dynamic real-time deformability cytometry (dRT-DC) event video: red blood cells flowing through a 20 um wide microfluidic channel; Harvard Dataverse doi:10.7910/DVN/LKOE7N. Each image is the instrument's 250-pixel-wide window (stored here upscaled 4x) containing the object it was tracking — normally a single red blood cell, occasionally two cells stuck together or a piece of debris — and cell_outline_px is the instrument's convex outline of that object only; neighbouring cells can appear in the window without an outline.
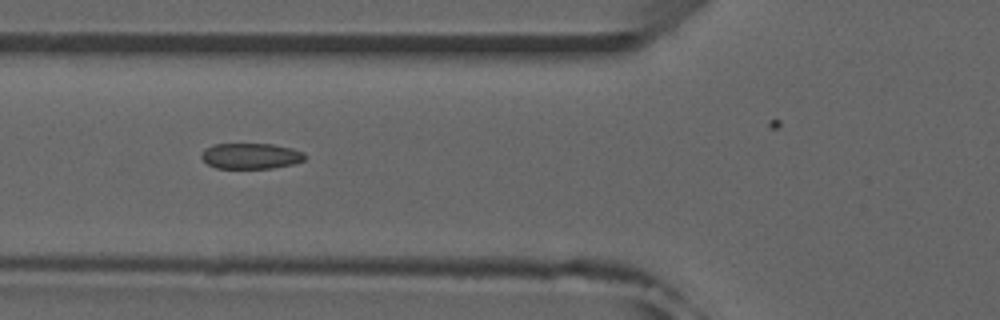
{"species": "common noctule bat (a hibernating species)", "species_latin": "Nyctalus noctula", "temperature_condition": "room temperature", "stored_images_in_passage": 27, "camera_frame_rate_fps": 3000, "um_per_image_px": 0.085, "animal": {"sex": "male", "forearm_length_mm": 52.5}, "frame": {"image": 1, "passage_image": 19, "time_ms": 6.0, "image_size_px": [1000, 320], "cell_outline_px": [[308, 156], [304, 160], [292, 164], [272, 168], [216, 168], [208, 164], [200, 156], [204, 148], [216, 144], [272, 144], [292, 148], [304, 152]], "centroid_in_image_um": [21.34, 13.25], "position_along_channel_um": 104.5, "area_um2": 15.55}}
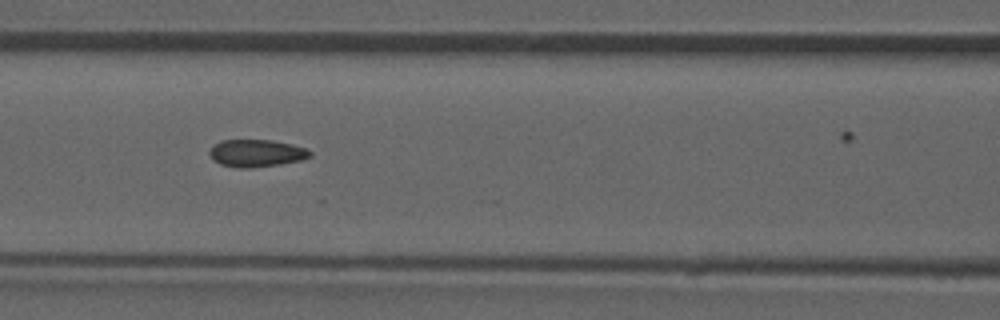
{"frame": {"image": 2, "passage_image": 22, "time_ms": 7.0, "image_size_px": [1000, 320], "cell_outline_px": [[312, 156], [300, 160], [280, 164], [252, 168], [240, 168], [220, 164], [212, 160], [208, 152], [220, 140], [272, 140], [292, 144], [304, 148], [312, 152]], "centroid_in_image_um": [21.78, 13.02], "position_along_channel_um": 144.8, "area_um2": 16.01}}